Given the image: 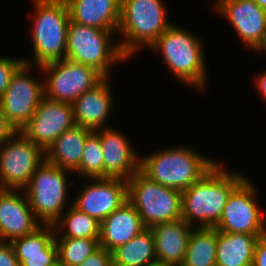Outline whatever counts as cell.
Instances as JSON below:
<instances>
[{
  "label": "cell",
  "instance_id": "obj_1",
  "mask_svg": "<svg viewBox=\"0 0 266 266\" xmlns=\"http://www.w3.org/2000/svg\"><path fill=\"white\" fill-rule=\"evenodd\" d=\"M224 166L218 161L199 181L182 192L181 219L190 226L215 227L229 194L246 177Z\"/></svg>",
  "mask_w": 266,
  "mask_h": 266
},
{
  "label": "cell",
  "instance_id": "obj_2",
  "mask_svg": "<svg viewBox=\"0 0 266 266\" xmlns=\"http://www.w3.org/2000/svg\"><path fill=\"white\" fill-rule=\"evenodd\" d=\"M201 40L194 32L173 23L148 49L163 56L167 69L180 82L202 91L207 87L208 66Z\"/></svg>",
  "mask_w": 266,
  "mask_h": 266
},
{
  "label": "cell",
  "instance_id": "obj_3",
  "mask_svg": "<svg viewBox=\"0 0 266 266\" xmlns=\"http://www.w3.org/2000/svg\"><path fill=\"white\" fill-rule=\"evenodd\" d=\"M147 154L140 155V171L151 181L181 192L199 181L218 162L186 145L164 147Z\"/></svg>",
  "mask_w": 266,
  "mask_h": 266
},
{
  "label": "cell",
  "instance_id": "obj_4",
  "mask_svg": "<svg viewBox=\"0 0 266 266\" xmlns=\"http://www.w3.org/2000/svg\"><path fill=\"white\" fill-rule=\"evenodd\" d=\"M167 12L163 0H121L116 35L121 36L117 41L128 59L148 49L173 24Z\"/></svg>",
  "mask_w": 266,
  "mask_h": 266
},
{
  "label": "cell",
  "instance_id": "obj_5",
  "mask_svg": "<svg viewBox=\"0 0 266 266\" xmlns=\"http://www.w3.org/2000/svg\"><path fill=\"white\" fill-rule=\"evenodd\" d=\"M31 23L33 56L24 63L41 66L65 59L70 16L65 0H32Z\"/></svg>",
  "mask_w": 266,
  "mask_h": 266
},
{
  "label": "cell",
  "instance_id": "obj_6",
  "mask_svg": "<svg viewBox=\"0 0 266 266\" xmlns=\"http://www.w3.org/2000/svg\"><path fill=\"white\" fill-rule=\"evenodd\" d=\"M115 33L117 31H104L70 20L65 59L92 67L103 77H110L112 65L128 61L118 41L112 39Z\"/></svg>",
  "mask_w": 266,
  "mask_h": 266
},
{
  "label": "cell",
  "instance_id": "obj_7",
  "mask_svg": "<svg viewBox=\"0 0 266 266\" xmlns=\"http://www.w3.org/2000/svg\"><path fill=\"white\" fill-rule=\"evenodd\" d=\"M128 201L145 228L181 219L182 192L151 181L140 170L127 182Z\"/></svg>",
  "mask_w": 266,
  "mask_h": 266
},
{
  "label": "cell",
  "instance_id": "obj_8",
  "mask_svg": "<svg viewBox=\"0 0 266 266\" xmlns=\"http://www.w3.org/2000/svg\"><path fill=\"white\" fill-rule=\"evenodd\" d=\"M69 173L72 172L45 160L24 189L32 212L42 225H54L66 211Z\"/></svg>",
  "mask_w": 266,
  "mask_h": 266
},
{
  "label": "cell",
  "instance_id": "obj_9",
  "mask_svg": "<svg viewBox=\"0 0 266 266\" xmlns=\"http://www.w3.org/2000/svg\"><path fill=\"white\" fill-rule=\"evenodd\" d=\"M34 68L43 74L44 97L71 105L104 78L92 67L68 59L34 66Z\"/></svg>",
  "mask_w": 266,
  "mask_h": 266
},
{
  "label": "cell",
  "instance_id": "obj_10",
  "mask_svg": "<svg viewBox=\"0 0 266 266\" xmlns=\"http://www.w3.org/2000/svg\"><path fill=\"white\" fill-rule=\"evenodd\" d=\"M245 177L229 194L215 228L225 233L266 234V214L259 205L257 187Z\"/></svg>",
  "mask_w": 266,
  "mask_h": 266
},
{
  "label": "cell",
  "instance_id": "obj_11",
  "mask_svg": "<svg viewBox=\"0 0 266 266\" xmlns=\"http://www.w3.org/2000/svg\"><path fill=\"white\" fill-rule=\"evenodd\" d=\"M45 161V151L21 131L0 144V187L24 190Z\"/></svg>",
  "mask_w": 266,
  "mask_h": 266
},
{
  "label": "cell",
  "instance_id": "obj_12",
  "mask_svg": "<svg viewBox=\"0 0 266 266\" xmlns=\"http://www.w3.org/2000/svg\"><path fill=\"white\" fill-rule=\"evenodd\" d=\"M33 65L23 63L13 74L7 90L0 98V107L17 131L29 122L44 98V80L29 74Z\"/></svg>",
  "mask_w": 266,
  "mask_h": 266
},
{
  "label": "cell",
  "instance_id": "obj_13",
  "mask_svg": "<svg viewBox=\"0 0 266 266\" xmlns=\"http://www.w3.org/2000/svg\"><path fill=\"white\" fill-rule=\"evenodd\" d=\"M75 124L73 105L44 97L21 132L44 151Z\"/></svg>",
  "mask_w": 266,
  "mask_h": 266
},
{
  "label": "cell",
  "instance_id": "obj_14",
  "mask_svg": "<svg viewBox=\"0 0 266 266\" xmlns=\"http://www.w3.org/2000/svg\"><path fill=\"white\" fill-rule=\"evenodd\" d=\"M72 205L100 223L128 201V184L117 179L88 178Z\"/></svg>",
  "mask_w": 266,
  "mask_h": 266
},
{
  "label": "cell",
  "instance_id": "obj_15",
  "mask_svg": "<svg viewBox=\"0 0 266 266\" xmlns=\"http://www.w3.org/2000/svg\"><path fill=\"white\" fill-rule=\"evenodd\" d=\"M213 7L231 25L247 49H255L266 30V12L253 0H215Z\"/></svg>",
  "mask_w": 266,
  "mask_h": 266
},
{
  "label": "cell",
  "instance_id": "obj_16",
  "mask_svg": "<svg viewBox=\"0 0 266 266\" xmlns=\"http://www.w3.org/2000/svg\"><path fill=\"white\" fill-rule=\"evenodd\" d=\"M99 138L104 157V172L100 178L128 182L140 170V154L133 143L124 132L112 126L99 129Z\"/></svg>",
  "mask_w": 266,
  "mask_h": 266
},
{
  "label": "cell",
  "instance_id": "obj_17",
  "mask_svg": "<svg viewBox=\"0 0 266 266\" xmlns=\"http://www.w3.org/2000/svg\"><path fill=\"white\" fill-rule=\"evenodd\" d=\"M37 220L24 190L4 189L0 193V241L11 242L34 232Z\"/></svg>",
  "mask_w": 266,
  "mask_h": 266
},
{
  "label": "cell",
  "instance_id": "obj_18",
  "mask_svg": "<svg viewBox=\"0 0 266 266\" xmlns=\"http://www.w3.org/2000/svg\"><path fill=\"white\" fill-rule=\"evenodd\" d=\"M113 99L110 79L104 77L72 104L75 124L91 131L110 128L107 121L115 106Z\"/></svg>",
  "mask_w": 266,
  "mask_h": 266
},
{
  "label": "cell",
  "instance_id": "obj_19",
  "mask_svg": "<svg viewBox=\"0 0 266 266\" xmlns=\"http://www.w3.org/2000/svg\"><path fill=\"white\" fill-rule=\"evenodd\" d=\"M10 243L21 266H58L54 225H41Z\"/></svg>",
  "mask_w": 266,
  "mask_h": 266
},
{
  "label": "cell",
  "instance_id": "obj_20",
  "mask_svg": "<svg viewBox=\"0 0 266 266\" xmlns=\"http://www.w3.org/2000/svg\"><path fill=\"white\" fill-rule=\"evenodd\" d=\"M193 228L183 219L152 226L150 230L154 238L157 262L180 266Z\"/></svg>",
  "mask_w": 266,
  "mask_h": 266
},
{
  "label": "cell",
  "instance_id": "obj_21",
  "mask_svg": "<svg viewBox=\"0 0 266 266\" xmlns=\"http://www.w3.org/2000/svg\"><path fill=\"white\" fill-rule=\"evenodd\" d=\"M145 229L140 214L127 201L100 223L99 246L112 252Z\"/></svg>",
  "mask_w": 266,
  "mask_h": 266
},
{
  "label": "cell",
  "instance_id": "obj_22",
  "mask_svg": "<svg viewBox=\"0 0 266 266\" xmlns=\"http://www.w3.org/2000/svg\"><path fill=\"white\" fill-rule=\"evenodd\" d=\"M70 20L104 31H117L121 0H65Z\"/></svg>",
  "mask_w": 266,
  "mask_h": 266
},
{
  "label": "cell",
  "instance_id": "obj_23",
  "mask_svg": "<svg viewBox=\"0 0 266 266\" xmlns=\"http://www.w3.org/2000/svg\"><path fill=\"white\" fill-rule=\"evenodd\" d=\"M92 131L74 125L62 133L45 151V160L50 164L74 173L80 165L85 140Z\"/></svg>",
  "mask_w": 266,
  "mask_h": 266
},
{
  "label": "cell",
  "instance_id": "obj_24",
  "mask_svg": "<svg viewBox=\"0 0 266 266\" xmlns=\"http://www.w3.org/2000/svg\"><path fill=\"white\" fill-rule=\"evenodd\" d=\"M261 236L217 230L216 266H252L255 244Z\"/></svg>",
  "mask_w": 266,
  "mask_h": 266
},
{
  "label": "cell",
  "instance_id": "obj_25",
  "mask_svg": "<svg viewBox=\"0 0 266 266\" xmlns=\"http://www.w3.org/2000/svg\"><path fill=\"white\" fill-rule=\"evenodd\" d=\"M112 260L113 266H147L156 263L154 238L150 228L113 250Z\"/></svg>",
  "mask_w": 266,
  "mask_h": 266
},
{
  "label": "cell",
  "instance_id": "obj_26",
  "mask_svg": "<svg viewBox=\"0 0 266 266\" xmlns=\"http://www.w3.org/2000/svg\"><path fill=\"white\" fill-rule=\"evenodd\" d=\"M217 229L193 228L180 266H216Z\"/></svg>",
  "mask_w": 266,
  "mask_h": 266
},
{
  "label": "cell",
  "instance_id": "obj_27",
  "mask_svg": "<svg viewBox=\"0 0 266 266\" xmlns=\"http://www.w3.org/2000/svg\"><path fill=\"white\" fill-rule=\"evenodd\" d=\"M71 202L54 224L55 237L99 239L100 222L78 210Z\"/></svg>",
  "mask_w": 266,
  "mask_h": 266
},
{
  "label": "cell",
  "instance_id": "obj_28",
  "mask_svg": "<svg viewBox=\"0 0 266 266\" xmlns=\"http://www.w3.org/2000/svg\"><path fill=\"white\" fill-rule=\"evenodd\" d=\"M59 266H77L98 247L99 239L55 237Z\"/></svg>",
  "mask_w": 266,
  "mask_h": 266
},
{
  "label": "cell",
  "instance_id": "obj_29",
  "mask_svg": "<svg viewBox=\"0 0 266 266\" xmlns=\"http://www.w3.org/2000/svg\"><path fill=\"white\" fill-rule=\"evenodd\" d=\"M104 172V157L99 130L92 131L85 140L79 168L74 172L78 179L100 178Z\"/></svg>",
  "mask_w": 266,
  "mask_h": 266
},
{
  "label": "cell",
  "instance_id": "obj_30",
  "mask_svg": "<svg viewBox=\"0 0 266 266\" xmlns=\"http://www.w3.org/2000/svg\"><path fill=\"white\" fill-rule=\"evenodd\" d=\"M23 63V57H0V98L7 90L13 74Z\"/></svg>",
  "mask_w": 266,
  "mask_h": 266
},
{
  "label": "cell",
  "instance_id": "obj_31",
  "mask_svg": "<svg viewBox=\"0 0 266 266\" xmlns=\"http://www.w3.org/2000/svg\"><path fill=\"white\" fill-rule=\"evenodd\" d=\"M77 266H113L112 252L99 246L83 263Z\"/></svg>",
  "mask_w": 266,
  "mask_h": 266
},
{
  "label": "cell",
  "instance_id": "obj_32",
  "mask_svg": "<svg viewBox=\"0 0 266 266\" xmlns=\"http://www.w3.org/2000/svg\"><path fill=\"white\" fill-rule=\"evenodd\" d=\"M0 266H21L10 242L0 241Z\"/></svg>",
  "mask_w": 266,
  "mask_h": 266
},
{
  "label": "cell",
  "instance_id": "obj_33",
  "mask_svg": "<svg viewBox=\"0 0 266 266\" xmlns=\"http://www.w3.org/2000/svg\"><path fill=\"white\" fill-rule=\"evenodd\" d=\"M252 266H266V234L255 244Z\"/></svg>",
  "mask_w": 266,
  "mask_h": 266
},
{
  "label": "cell",
  "instance_id": "obj_34",
  "mask_svg": "<svg viewBox=\"0 0 266 266\" xmlns=\"http://www.w3.org/2000/svg\"><path fill=\"white\" fill-rule=\"evenodd\" d=\"M16 132V128L7 120L0 107V144L11 138Z\"/></svg>",
  "mask_w": 266,
  "mask_h": 266
},
{
  "label": "cell",
  "instance_id": "obj_35",
  "mask_svg": "<svg viewBox=\"0 0 266 266\" xmlns=\"http://www.w3.org/2000/svg\"><path fill=\"white\" fill-rule=\"evenodd\" d=\"M255 87L257 91H259V94L261 95L262 100L266 101V70L259 73L258 76L256 74L255 76Z\"/></svg>",
  "mask_w": 266,
  "mask_h": 266
},
{
  "label": "cell",
  "instance_id": "obj_36",
  "mask_svg": "<svg viewBox=\"0 0 266 266\" xmlns=\"http://www.w3.org/2000/svg\"><path fill=\"white\" fill-rule=\"evenodd\" d=\"M254 51H255L256 53L259 52V54H260V52H261V53L263 52L264 54H266V30H265V32L263 33V37H262L260 43H259V44L257 45V47L254 49Z\"/></svg>",
  "mask_w": 266,
  "mask_h": 266
},
{
  "label": "cell",
  "instance_id": "obj_37",
  "mask_svg": "<svg viewBox=\"0 0 266 266\" xmlns=\"http://www.w3.org/2000/svg\"><path fill=\"white\" fill-rule=\"evenodd\" d=\"M253 1L266 12V0H253Z\"/></svg>",
  "mask_w": 266,
  "mask_h": 266
},
{
  "label": "cell",
  "instance_id": "obj_38",
  "mask_svg": "<svg viewBox=\"0 0 266 266\" xmlns=\"http://www.w3.org/2000/svg\"><path fill=\"white\" fill-rule=\"evenodd\" d=\"M147 266H169V265H166V264H163V263L156 262V263H153V264H150V265H147Z\"/></svg>",
  "mask_w": 266,
  "mask_h": 266
}]
</instances>
